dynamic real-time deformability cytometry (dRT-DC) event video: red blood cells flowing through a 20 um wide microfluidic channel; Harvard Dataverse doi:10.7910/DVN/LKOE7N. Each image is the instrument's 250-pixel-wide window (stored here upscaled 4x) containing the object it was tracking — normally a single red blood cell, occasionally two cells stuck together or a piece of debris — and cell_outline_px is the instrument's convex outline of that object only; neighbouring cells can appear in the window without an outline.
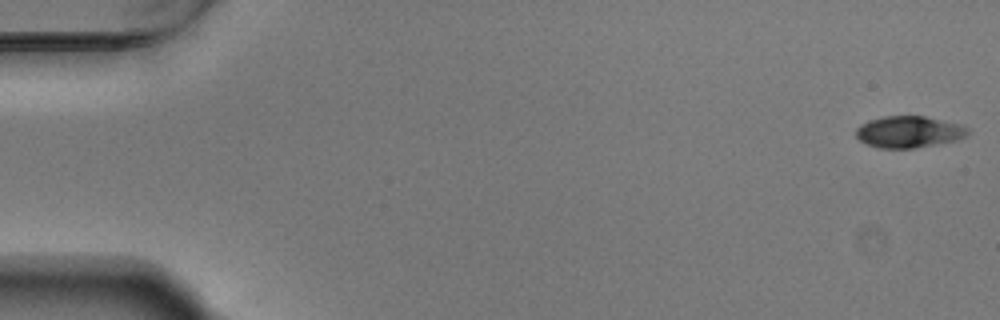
{"species": "Egyptian fruit bat (a non-hibernating species)", "species_latin": "Rousettus aegyptiacus", "temperature_condition": "warm", "stored_images_in_passage": 55, "camera_frame_rate_fps": 3000, "um_per_image_px": 0.085, "animal": {"sex": "male"}, "frame": {"image": 1, "passage_image": 1, "time_ms": 0.0, "image_size_px": [1000, 320], "cell_outline_px": [[968, 132], [964, 136], [956, 140], [916, 148], [880, 148], [868, 144], [860, 140], [856, 136], [856, 128], [860, 124], [868, 120], [884, 116], [924, 116], [960, 124], [968, 128]], "centroid_in_image_um": [77.22, 11.2], "position_along_channel_um": 7.8, "area_um2": 20.46}}
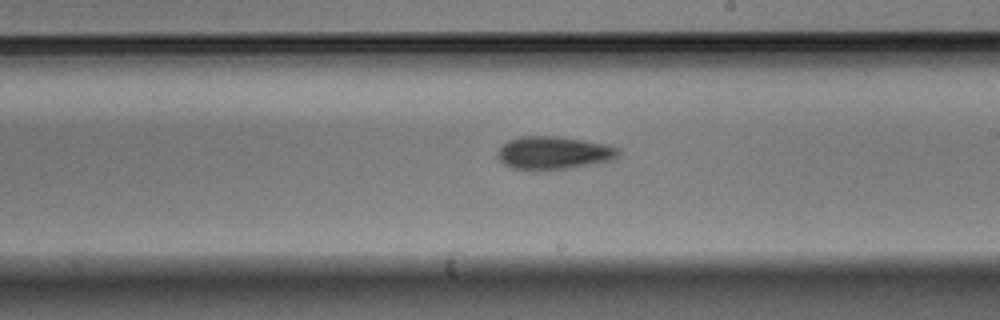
{"frame": {"image": 2, "passage_image": 32, "time_ms": 10.333, "image_size_px": [1000, 320], "cell_outline_px": [[620, 152], [612, 160], [572, 168], [512, 168], [504, 164], [496, 156], [496, 152], [508, 140], [520, 136], [556, 136], [604, 144], [620, 148]], "centroid_in_image_um": [47.05, 12.97], "position_along_channel_um": 242.0, "area_um2": 22.66}}
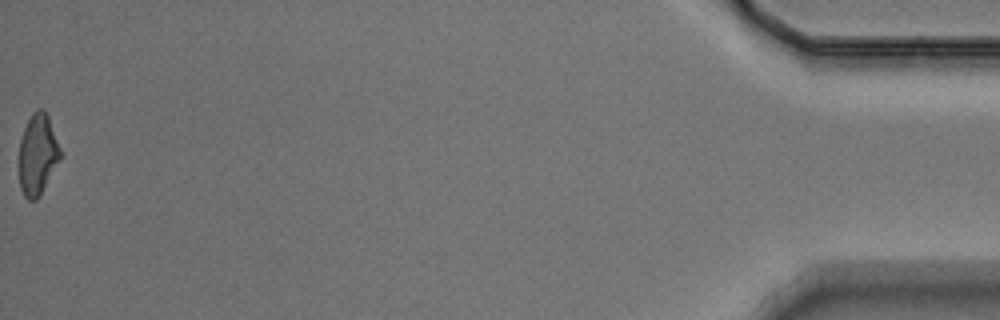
{"frame": {"image": 3, "passage_image": 55, "time_ms": 18.0, "image_size_px": [1000, 320], "cell_outline_px": [[64, 152], [40, 196], [36, 200], [28, 200], [24, 196], [20, 188], [16, 160], [20, 140], [24, 128], [32, 112], [36, 108], [44, 108], [48, 116]], "centroid_in_image_um": [3.18, 13.13], "position_along_channel_um": 432.0, "area_um2": 20.46}, "authors_computed_cell_mechanics": {"area_um2": 21.964, "velocity_mm_per_s": 3.7267, "shape_relaxation_time_tau1_ms": 3.3023, "shape_relaxation_time_tau2_ms": 7.6613, "deformation_change_tau1": 0.1431, "deformation_change_tau2": 0.1764}}